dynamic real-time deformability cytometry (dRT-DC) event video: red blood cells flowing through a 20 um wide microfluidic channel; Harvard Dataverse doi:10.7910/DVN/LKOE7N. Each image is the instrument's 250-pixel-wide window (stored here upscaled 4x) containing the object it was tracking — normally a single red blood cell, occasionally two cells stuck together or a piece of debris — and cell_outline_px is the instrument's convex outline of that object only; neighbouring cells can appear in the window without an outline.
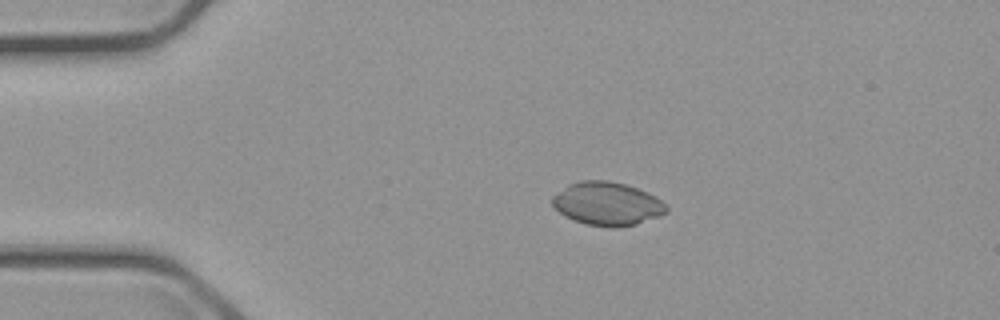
{"species": "common noctule bat (a hibernating species)", "species_latin": "Nyctalus noctula", "temperature_condition": "cold", "stored_images_in_passage": 5, "camera_frame_rate_fps": 3000, "um_per_image_px": 0.085, "animal": {"sex": "male", "body_mass_g": 23.1, "forearm_length_mm": 52.7}, "frame": {"image": 1, "passage_image": 4, "time_ms": 3.333, "image_size_px": [1000, 320], "cell_outline_px": [[668, 212], [636, 224], [616, 228], [612, 228], [584, 224], [564, 216], [552, 204], [552, 196], [568, 184], [580, 180], [608, 180], [624, 184], [648, 192], [656, 196], [668, 208]], "centroid_in_image_um": [51.59, 17.32], "position_along_channel_um": 33.4, "area_um2": 28.84}}